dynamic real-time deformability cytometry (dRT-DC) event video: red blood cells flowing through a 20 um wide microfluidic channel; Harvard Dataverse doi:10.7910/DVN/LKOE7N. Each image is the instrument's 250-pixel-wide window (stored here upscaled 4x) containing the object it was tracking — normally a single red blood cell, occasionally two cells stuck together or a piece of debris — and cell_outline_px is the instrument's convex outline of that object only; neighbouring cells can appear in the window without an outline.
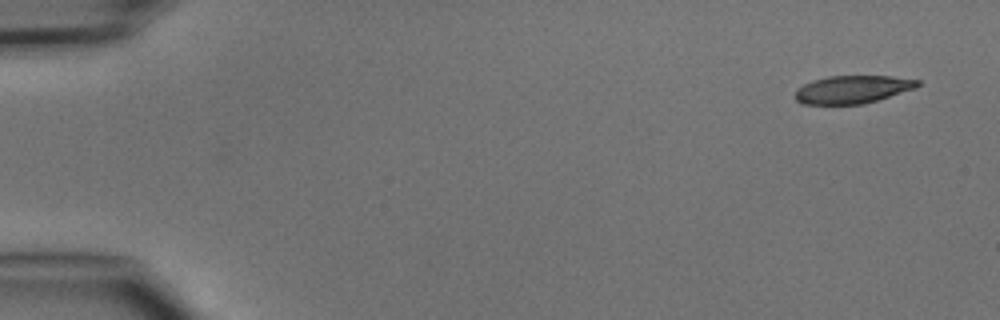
{"species": "common noctule bat (a hibernating species)", "species_latin": "Nyctalus noctula", "temperature_condition": "cold", "stored_images_in_passage": 4, "camera_frame_rate_fps": 3000, "um_per_image_px": 0.085, "animal": {"sex": "male", "body_mass_g": 15.6}, "frame": {"image": 1, "passage_image": 1, "time_ms": 0.0, "image_size_px": [1000, 320], "cell_outline_px": [[920, 84], [916, 88], [864, 104], [804, 104], [796, 100], [796, 88], [812, 80], [828, 76], [892, 76], [920, 80]], "centroid_in_image_um": [72.47, 7.59], "position_along_channel_um": 12.5, "area_um2": 19.88}}